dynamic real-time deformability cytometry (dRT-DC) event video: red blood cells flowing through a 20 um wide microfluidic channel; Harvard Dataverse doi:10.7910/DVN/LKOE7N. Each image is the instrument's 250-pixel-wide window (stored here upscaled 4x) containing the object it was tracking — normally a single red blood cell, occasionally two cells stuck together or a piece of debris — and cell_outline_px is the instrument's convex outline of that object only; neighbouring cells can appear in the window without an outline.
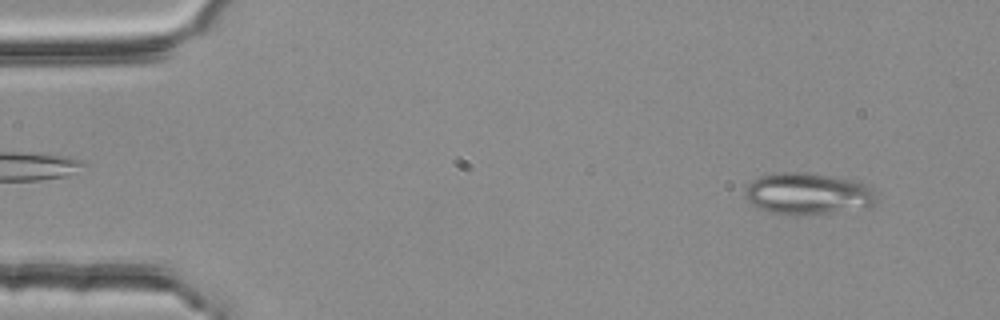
{"species": "common noctule bat (a hibernating species)", "species_latin": "Nyctalus noctula", "temperature_condition": "room temperature", "stored_images_in_passage": 2, "camera_frame_rate_fps": 3000, "um_per_image_px": 0.085, "animal": {"sex": "female", "body_mass_g": 25.1}, "frame": {"image": 1, "passage_image": 2, "time_ms": 0.333, "image_size_px": [1000, 320], "cell_outline_px": [[880, 200], [876, 204], [864, 208], [800, 216], [792, 216], [768, 212], [752, 204], [744, 196], [744, 192], [748, 184], [752, 180], [760, 176], [776, 172], [804, 172], [832, 176], [852, 180], [864, 184], [872, 188], [876, 192]], "centroid_in_image_um": [68.68, 16.48], "position_along_channel_um": 16.3, "area_um2": 32.43}}